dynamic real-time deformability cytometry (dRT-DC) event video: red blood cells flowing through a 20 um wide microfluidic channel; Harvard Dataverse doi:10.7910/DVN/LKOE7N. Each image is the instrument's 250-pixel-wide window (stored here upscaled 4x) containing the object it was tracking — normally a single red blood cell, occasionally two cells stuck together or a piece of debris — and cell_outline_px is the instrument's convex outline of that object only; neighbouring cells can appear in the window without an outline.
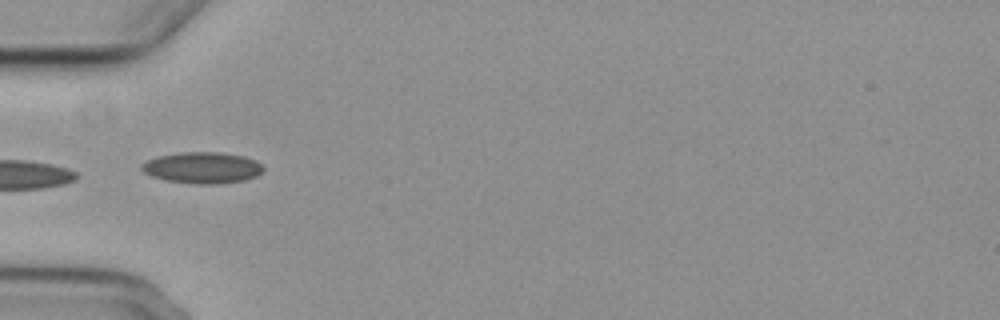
{"species": "common noctule bat (a hibernating species)", "species_latin": "Nyctalus noctula", "temperature_condition": "cold", "stored_images_in_passage": 5, "camera_frame_rate_fps": 3000, "um_per_image_px": 0.085, "animal": {"sex": "female", "body_mass_g": 29.2, "forearm_length_mm": 56.3}, "frame": {"image": 1, "passage_image": 1, "time_ms": 0.0, "image_size_px": [1000, 320], "cell_outline_px": [[264, 168], [256, 176], [244, 180], [220, 184], [192, 184], [164, 180], [152, 176], [144, 172], [140, 168], [140, 164], [156, 156], [180, 152], [220, 152], [240, 156], [256, 160]], "centroid_in_image_um": [17.15, 14.26], "position_along_channel_um": 67.8, "area_um2": 22.25}}
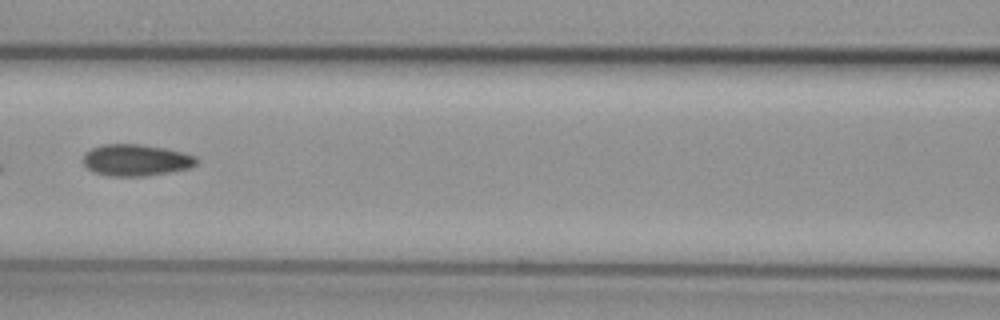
{"frame": {"image": 2, "passage_image": 3, "time_ms": 2.333, "image_size_px": [1000, 320], "cell_outline_px": [[196, 164], [188, 168], [168, 172], [144, 176], [108, 176], [92, 172], [84, 164], [84, 152], [92, 148], [104, 144], [140, 144], [164, 148], [184, 152], [196, 156]], "centroid_in_image_um": [11.53, 13.61], "position_along_channel_um": 155.1, "area_um2": 20.81}}
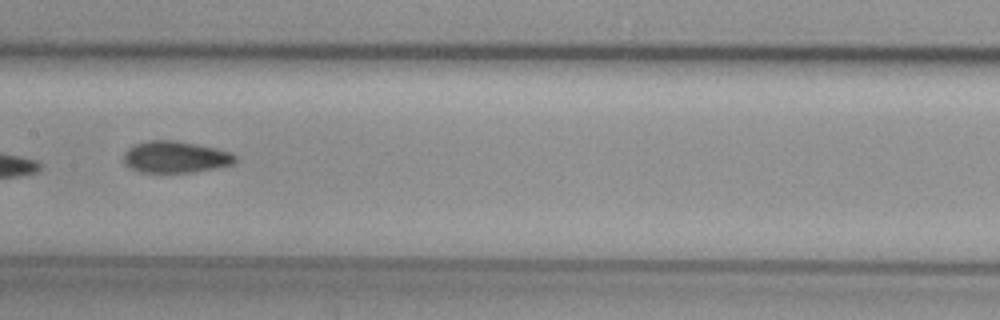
{"frame": {"image": 3, "passage_image": 4, "time_ms": 3.333, "image_size_px": [1000, 320], "cell_outline_px": [[236, 160], [232, 164], [216, 168], [192, 172], [140, 172], [128, 168], [124, 164], [124, 152], [132, 144], [148, 140], [172, 140], [196, 144], [232, 152], [236, 156]], "centroid_in_image_um": [14.86, 13.34], "position_along_channel_um": 192.5, "area_um2": 20.69}}